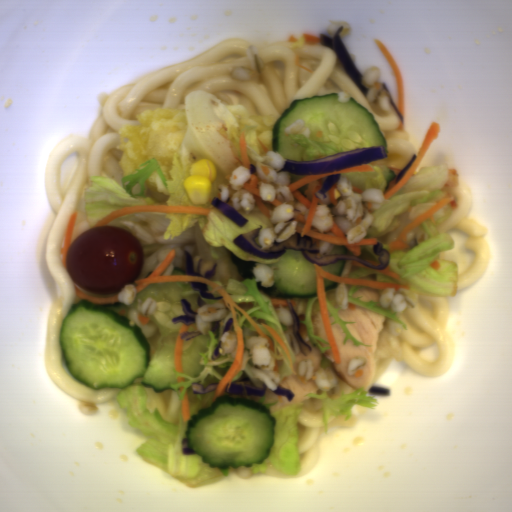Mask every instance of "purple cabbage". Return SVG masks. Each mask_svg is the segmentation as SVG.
<instances>
[{
	"label": "purple cabbage",
	"instance_id": "c1f60e8f",
	"mask_svg": "<svg viewBox=\"0 0 512 512\" xmlns=\"http://www.w3.org/2000/svg\"><path fill=\"white\" fill-rule=\"evenodd\" d=\"M336 244L329 243L319 239V246L316 241L312 244V237L305 235L301 237L298 232L292 235L287 241L278 243L275 241L274 245L266 249L267 253H277L282 250L301 251L305 259L313 265L328 266L336 264L339 260H351L358 262L370 270L378 271L385 270L390 263L391 252L389 249L383 248V243L376 241L373 245V252L377 256L380 265H371L359 256L353 254L347 247L346 253L343 254H330Z\"/></svg>",
	"mask_w": 512,
	"mask_h": 512
},
{
	"label": "purple cabbage",
	"instance_id": "ea28d5fd",
	"mask_svg": "<svg viewBox=\"0 0 512 512\" xmlns=\"http://www.w3.org/2000/svg\"><path fill=\"white\" fill-rule=\"evenodd\" d=\"M384 146L355 148L313 161H293L285 159V166L281 172L298 175H321L341 172L349 168L368 164L381 158H387Z\"/></svg>",
	"mask_w": 512,
	"mask_h": 512
},
{
	"label": "purple cabbage",
	"instance_id": "f65ffa83",
	"mask_svg": "<svg viewBox=\"0 0 512 512\" xmlns=\"http://www.w3.org/2000/svg\"><path fill=\"white\" fill-rule=\"evenodd\" d=\"M343 25L338 27L337 30L334 32V34H326V33H319L318 39L320 43L334 51V53L337 55L359 90L363 94H368L369 89L363 82V75L361 72L357 69V67L354 65L343 41L340 36V33L343 29Z\"/></svg>",
	"mask_w": 512,
	"mask_h": 512
},
{
	"label": "purple cabbage",
	"instance_id": "39781b68",
	"mask_svg": "<svg viewBox=\"0 0 512 512\" xmlns=\"http://www.w3.org/2000/svg\"><path fill=\"white\" fill-rule=\"evenodd\" d=\"M235 243L238 247L241 249L254 254L258 257L263 258H279L283 254H285L287 249L281 250L279 252H266L263 250L260 245H258L255 241H253L249 236H247L245 233L239 235L232 241Z\"/></svg>",
	"mask_w": 512,
	"mask_h": 512
},
{
	"label": "purple cabbage",
	"instance_id": "9ea6ddef",
	"mask_svg": "<svg viewBox=\"0 0 512 512\" xmlns=\"http://www.w3.org/2000/svg\"><path fill=\"white\" fill-rule=\"evenodd\" d=\"M286 300H287L286 308L290 311V313L293 317V320H294V323L292 325V333H293L296 341L299 344L300 350L307 357L311 354L312 347L304 340L302 334L300 333V328H301L300 319L292 307L291 299H286Z\"/></svg>",
	"mask_w": 512,
	"mask_h": 512
},
{
	"label": "purple cabbage",
	"instance_id": "8b30caba",
	"mask_svg": "<svg viewBox=\"0 0 512 512\" xmlns=\"http://www.w3.org/2000/svg\"><path fill=\"white\" fill-rule=\"evenodd\" d=\"M210 203L223 214H225L228 218H230L240 228L249 221L233 207L223 202L222 199L218 196H214Z\"/></svg>",
	"mask_w": 512,
	"mask_h": 512
},
{
	"label": "purple cabbage",
	"instance_id": "06f8d472",
	"mask_svg": "<svg viewBox=\"0 0 512 512\" xmlns=\"http://www.w3.org/2000/svg\"><path fill=\"white\" fill-rule=\"evenodd\" d=\"M268 387L263 383L262 387H253L250 385H244L239 383L230 382L225 387L224 392L230 394H245L252 396H261L264 397L267 392Z\"/></svg>",
	"mask_w": 512,
	"mask_h": 512
},
{
	"label": "purple cabbage",
	"instance_id": "9cd0cae8",
	"mask_svg": "<svg viewBox=\"0 0 512 512\" xmlns=\"http://www.w3.org/2000/svg\"><path fill=\"white\" fill-rule=\"evenodd\" d=\"M182 251L184 253L185 260H186L187 276H200V277H203V278H206L209 280L215 275L217 267H218L217 262L215 264H213L211 269L207 270L204 274H201V260L203 258L202 257V258L198 259L196 272H194V263H193V258L191 256V254L188 253L187 251H185L184 249H182Z\"/></svg>",
	"mask_w": 512,
	"mask_h": 512
},
{
	"label": "purple cabbage",
	"instance_id": "38c2f254",
	"mask_svg": "<svg viewBox=\"0 0 512 512\" xmlns=\"http://www.w3.org/2000/svg\"><path fill=\"white\" fill-rule=\"evenodd\" d=\"M180 304L185 314L174 316L171 318V322L173 325L185 324L191 326L193 323H195L197 312L192 310L190 302L185 298H181Z\"/></svg>",
	"mask_w": 512,
	"mask_h": 512
},
{
	"label": "purple cabbage",
	"instance_id": "4d1481cc",
	"mask_svg": "<svg viewBox=\"0 0 512 512\" xmlns=\"http://www.w3.org/2000/svg\"><path fill=\"white\" fill-rule=\"evenodd\" d=\"M341 174L327 175L326 177H324L322 180V187L319 191L314 193L315 196L323 201L325 197L329 194V192L331 191L332 187L339 179Z\"/></svg>",
	"mask_w": 512,
	"mask_h": 512
},
{
	"label": "purple cabbage",
	"instance_id": "45c4457a",
	"mask_svg": "<svg viewBox=\"0 0 512 512\" xmlns=\"http://www.w3.org/2000/svg\"><path fill=\"white\" fill-rule=\"evenodd\" d=\"M191 287L194 291H198L200 296L204 298H210V299H223L224 297H215L213 293L206 292L207 291V284L203 283H192Z\"/></svg>",
	"mask_w": 512,
	"mask_h": 512
},
{
	"label": "purple cabbage",
	"instance_id": "7bc51332",
	"mask_svg": "<svg viewBox=\"0 0 512 512\" xmlns=\"http://www.w3.org/2000/svg\"><path fill=\"white\" fill-rule=\"evenodd\" d=\"M218 384H219V382L218 383H213L211 385L203 387L200 384H197V383L193 382V391H192V393L193 394H207L211 390H216V387H217Z\"/></svg>",
	"mask_w": 512,
	"mask_h": 512
},
{
	"label": "purple cabbage",
	"instance_id": "ad9c8063",
	"mask_svg": "<svg viewBox=\"0 0 512 512\" xmlns=\"http://www.w3.org/2000/svg\"><path fill=\"white\" fill-rule=\"evenodd\" d=\"M199 335H202L198 330H188V331H183L182 333H180V338L182 341H188L192 338H195Z\"/></svg>",
	"mask_w": 512,
	"mask_h": 512
},
{
	"label": "purple cabbage",
	"instance_id": "7f2bcce9",
	"mask_svg": "<svg viewBox=\"0 0 512 512\" xmlns=\"http://www.w3.org/2000/svg\"><path fill=\"white\" fill-rule=\"evenodd\" d=\"M181 452L185 456L186 455H191V454H199V453H196L195 451H193L192 449L189 448L187 437H182V440H181Z\"/></svg>",
	"mask_w": 512,
	"mask_h": 512
},
{
	"label": "purple cabbage",
	"instance_id": "61c92939",
	"mask_svg": "<svg viewBox=\"0 0 512 512\" xmlns=\"http://www.w3.org/2000/svg\"><path fill=\"white\" fill-rule=\"evenodd\" d=\"M249 165H250V168H249V170H248V171H249L250 175H251V174L255 175V174H256V172H257V170H256V168H255L254 164L249 163Z\"/></svg>",
	"mask_w": 512,
	"mask_h": 512
}]
</instances>
